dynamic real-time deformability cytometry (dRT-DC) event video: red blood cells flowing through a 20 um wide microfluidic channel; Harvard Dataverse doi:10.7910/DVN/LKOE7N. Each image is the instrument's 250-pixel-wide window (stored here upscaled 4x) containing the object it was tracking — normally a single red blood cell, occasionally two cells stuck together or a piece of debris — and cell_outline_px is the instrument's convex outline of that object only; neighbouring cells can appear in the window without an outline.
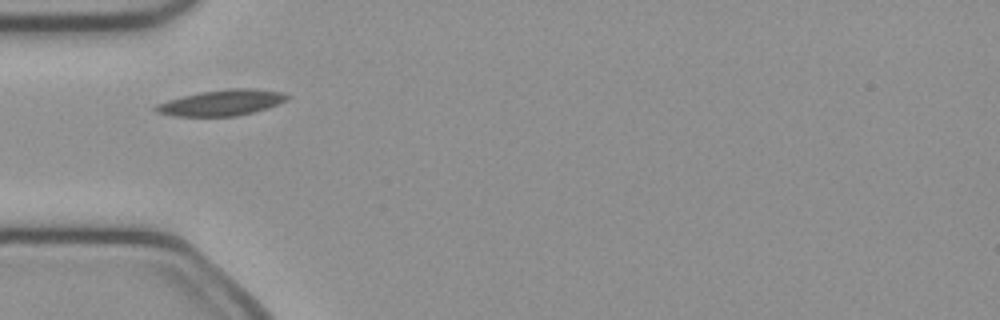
{"species": "common noctule bat (a hibernating species)", "species_latin": "Nyctalus noctula", "temperature_condition": "cold", "stored_images_in_passage": 3, "camera_frame_rate_fps": 3000, "um_per_image_px": 0.085, "animal": {"sex": "female", "body_mass_g": 21.9}, "frame": {"image": 1, "passage_image": 1, "time_ms": 0.0, "image_size_px": [1000, 320], "cell_outline_px": [[292, 96], [288, 100], [252, 112], [236, 116], [176, 116], [156, 112], [152, 108], [156, 104], [168, 100], [200, 92], [228, 88], [252, 88], [284, 92]], "centroid_in_image_um": [18.85, 8.72], "position_along_channel_um": 66.1, "area_um2": 19.71}}